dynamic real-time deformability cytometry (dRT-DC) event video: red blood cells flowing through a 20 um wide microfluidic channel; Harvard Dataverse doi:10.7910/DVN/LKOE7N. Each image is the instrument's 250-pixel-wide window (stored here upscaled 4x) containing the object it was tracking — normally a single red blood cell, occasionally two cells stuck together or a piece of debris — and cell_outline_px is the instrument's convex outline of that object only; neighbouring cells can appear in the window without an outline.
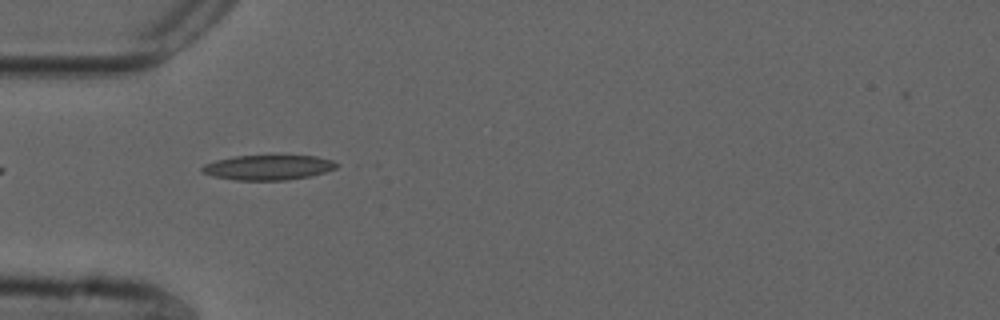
{"species": "common noctule bat (a hibernating species)", "species_latin": "Nyctalus noctula", "temperature_condition": "cold", "stored_images_in_passage": 27, "camera_frame_rate_fps": 3000, "um_per_image_px": 0.085, "animal": {"sex": "male", "forearm_length_mm": 52.5}, "frame": {"image": 1, "passage_image": 1, "time_ms": 0.0, "image_size_px": [1000, 320], "cell_outline_px": [[340, 164], [336, 168], [312, 176], [288, 180], [236, 180], [212, 176], [200, 172], [200, 168], [204, 164], [216, 160], [236, 156], [316, 156], [332, 160]], "centroid_in_image_um": [22.79, 14.24], "position_along_channel_um": 62.2, "area_um2": 19.59}}
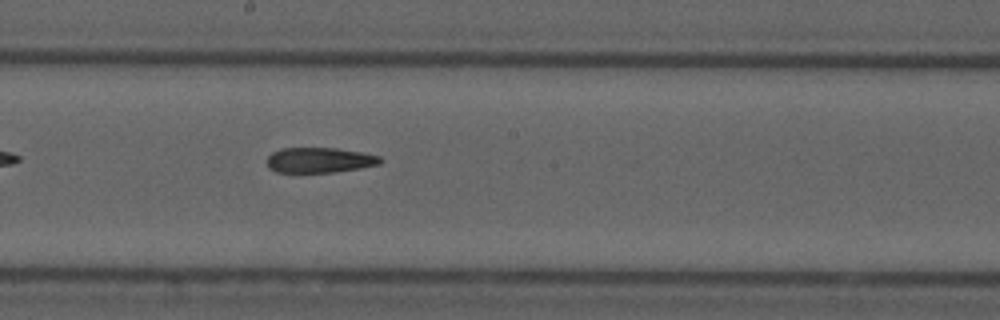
{"frame": {"image": 2, "passage_image": 14, "time_ms": 4.333, "image_size_px": [1000, 320], "cell_outline_px": [[384, 160], [380, 164], [360, 168], [332, 172], [276, 172], [268, 168], [268, 156], [272, 152], [280, 148], [336, 148], [364, 152], [380, 156]], "centroid_in_image_um": [27.18, 13.6], "position_along_channel_um": 221.0, "area_um2": 16.76}}
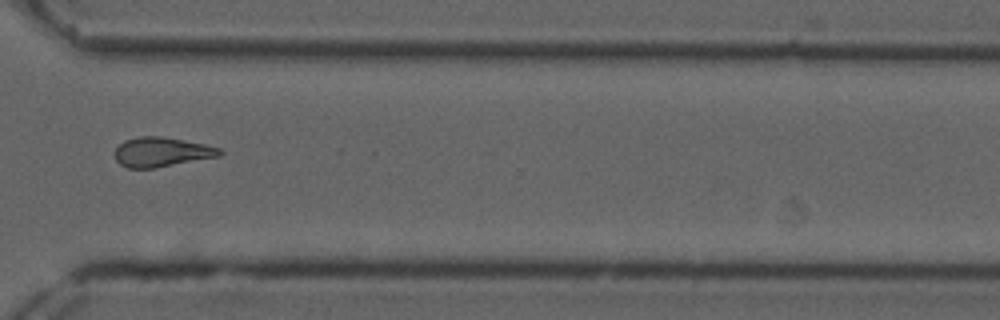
{"frame": {"image": 3, "passage_image": 25, "time_ms": 8.0, "image_size_px": [1000, 320], "cell_outline_px": [[224, 152], [220, 156], [156, 168], [128, 168], [120, 164], [116, 160], [116, 148], [124, 140], [140, 136], [160, 136], [204, 144], [220, 148]], "centroid_in_image_um": [13.75, 12.93], "position_along_channel_um": 356.9, "area_um2": 17.98}, "authors_computed_cell_mechanics": {"area_um2": 17.8602, "velocity_mm_per_s": 3.7007, "shape_relaxation_time_tau1_ms": null, "shape_relaxation_time_tau2_ms": 3.8766, "deformation_change_tau1": null, "deformation_change_tau2": 0.1277}}